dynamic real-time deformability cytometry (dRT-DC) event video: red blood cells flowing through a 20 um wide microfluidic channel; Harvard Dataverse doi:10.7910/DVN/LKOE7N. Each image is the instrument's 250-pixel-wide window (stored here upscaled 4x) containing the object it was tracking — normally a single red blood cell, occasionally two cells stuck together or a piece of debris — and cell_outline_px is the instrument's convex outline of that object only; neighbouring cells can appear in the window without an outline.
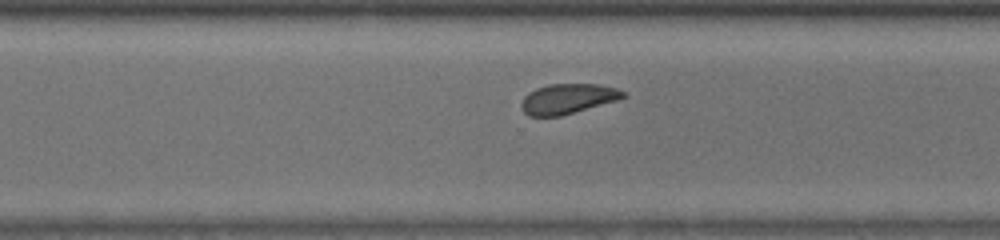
{"species": "common noctule bat (a hibernating species)", "species_latin": "Nyctalus noctula", "temperature_condition": "room temperature", "stored_images_in_passage": 23, "camera_frame_rate_fps": 3000, "um_per_image_px": 0.085, "animal": {"sex": "male", "body_mass_g": 13.0, "forearm_length_mm": 53.1}, "frame": {"image": 1, "passage_image": 18, "time_ms": 5.667, "image_size_px": [1000, 240], "cell_outline_px": [[628, 96], [616, 100], [560, 116], [528, 116], [524, 112], [520, 104], [524, 96], [528, 92], [536, 88], [548, 84], [600, 84], [616, 88], [624, 92]], "centroid_in_image_um": [48.23, 8.38], "position_along_channel_um": 322.4, "area_um2": 17.74}}
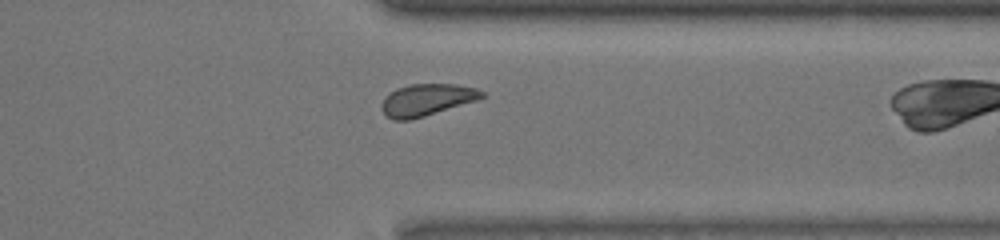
{"frame": {"image": 2, "passage_image": 22, "time_ms": 7.0, "image_size_px": [1000, 240], "cell_outline_px": [[484, 96], [476, 100], [424, 116], [408, 120], [392, 120], [380, 108], [380, 104], [396, 88], [412, 84], [456, 84], [476, 88], [484, 92]], "centroid_in_image_um": [36.27, 8.48], "position_along_channel_um": 375.1, "area_um2": 18.26}}